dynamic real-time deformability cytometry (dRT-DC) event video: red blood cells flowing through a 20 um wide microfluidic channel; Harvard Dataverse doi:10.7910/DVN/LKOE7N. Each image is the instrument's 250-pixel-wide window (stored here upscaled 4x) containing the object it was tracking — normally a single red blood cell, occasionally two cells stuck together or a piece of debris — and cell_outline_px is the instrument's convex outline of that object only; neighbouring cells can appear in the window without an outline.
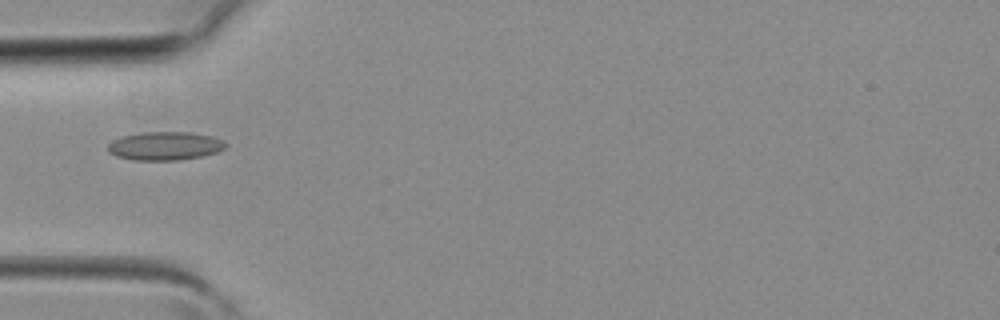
{"species": "common noctule bat (a hibernating species)", "species_latin": "Nyctalus noctula", "temperature_condition": "room temperature", "stored_images_in_passage": 3, "camera_frame_rate_fps": 3000, "um_per_image_px": 0.085, "animal": {"sex": "female", "body_mass_g": 19.3, "forearm_length_mm": 54.1}, "frame": {"image": 1, "passage_image": 3, "time_ms": 0.667, "image_size_px": [1000, 320], "cell_outline_px": [[228, 144], [224, 148], [216, 152], [200, 156], [180, 160], [132, 160], [116, 156], [108, 152], [108, 144], [112, 140], [120, 136], [144, 132], [188, 132], [212, 136]], "centroid_in_image_um": [13.97, 12.4], "position_along_channel_um": 71.0, "area_um2": 19.48}}